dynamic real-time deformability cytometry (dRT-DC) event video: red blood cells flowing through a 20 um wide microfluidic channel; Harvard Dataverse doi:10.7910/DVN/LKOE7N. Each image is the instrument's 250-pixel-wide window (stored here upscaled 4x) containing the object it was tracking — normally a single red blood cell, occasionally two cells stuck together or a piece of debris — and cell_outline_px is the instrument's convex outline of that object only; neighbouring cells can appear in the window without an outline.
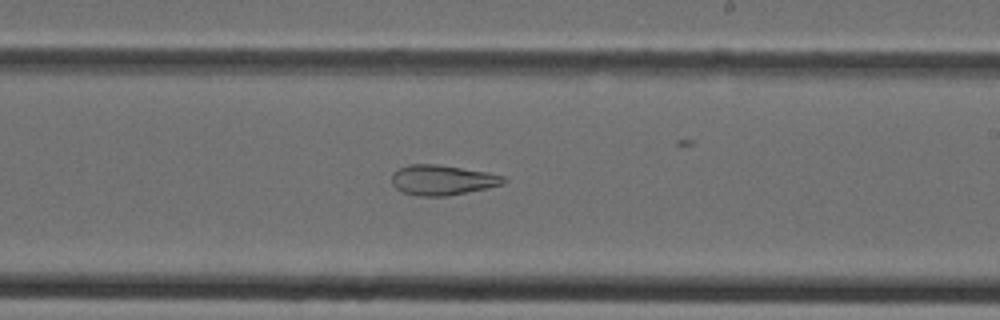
{"species": "Egyptian fruit bat (a non-hibernating species)", "species_latin": "Rousettus aegyptiacus", "temperature_condition": "cold", "stored_images_in_passage": 40, "camera_frame_rate_fps": 3000, "um_per_image_px": 0.085, "animal": {"sex": "female"}, "frame": {"image": 1, "passage_image": 23, "time_ms": 7.333, "image_size_px": [1000, 320], "cell_outline_px": [[508, 180], [504, 184], [488, 188], [448, 196], [416, 196], [400, 192], [392, 184], [392, 172], [408, 164], [436, 164], [488, 172], [504, 176]], "centroid_in_image_um": [37.6, 15.31], "position_along_channel_um": 251.4, "area_um2": 19.88}}
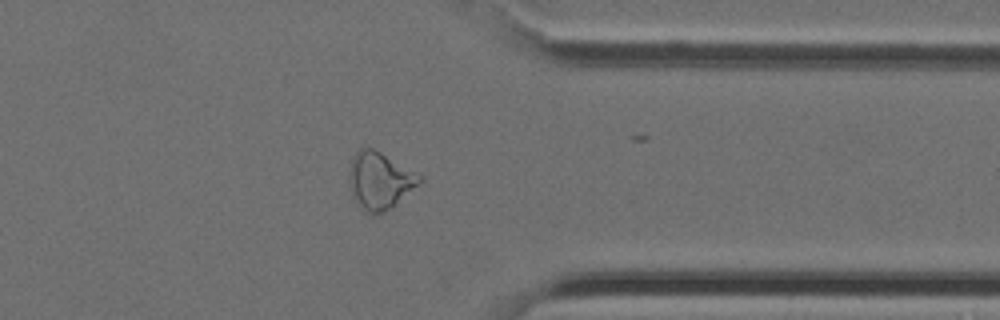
{"frame": {"image": 2, "passage_image": 31, "time_ms": 10.0, "image_size_px": [1000, 320], "cell_outline_px": [[424, 180], [392, 208], [372, 216], [360, 208], [356, 204], [352, 192], [352, 160], [356, 152], [360, 148], [372, 148], [380, 152], [424, 176]], "centroid_in_image_um": [32.35, 15.39], "position_along_channel_um": 379.0, "area_um2": 23.06}}
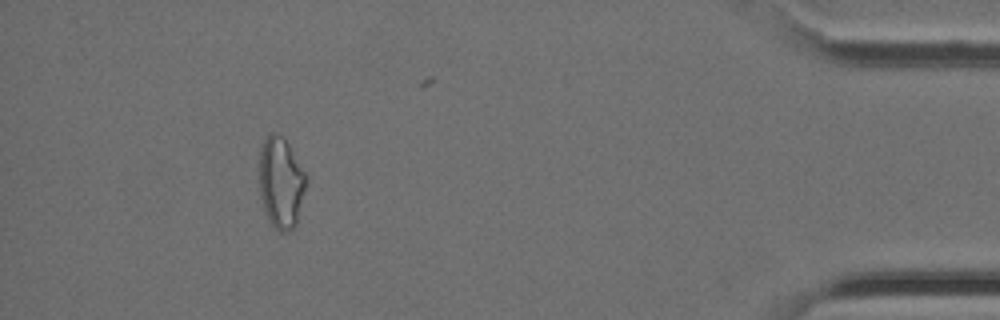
{"frame": {"image": 3, "passage_image": 36, "time_ms": 11.667, "image_size_px": [1000, 320], "cell_outline_px": [[308, 184], [296, 224], [288, 232], [280, 232], [272, 224], [264, 208], [260, 196], [260, 148], [268, 132], [276, 132], [288, 144], [308, 176]], "centroid_in_image_um": [23.91, 15.51], "position_along_channel_um": 411.3, "area_um2": 24.97}}